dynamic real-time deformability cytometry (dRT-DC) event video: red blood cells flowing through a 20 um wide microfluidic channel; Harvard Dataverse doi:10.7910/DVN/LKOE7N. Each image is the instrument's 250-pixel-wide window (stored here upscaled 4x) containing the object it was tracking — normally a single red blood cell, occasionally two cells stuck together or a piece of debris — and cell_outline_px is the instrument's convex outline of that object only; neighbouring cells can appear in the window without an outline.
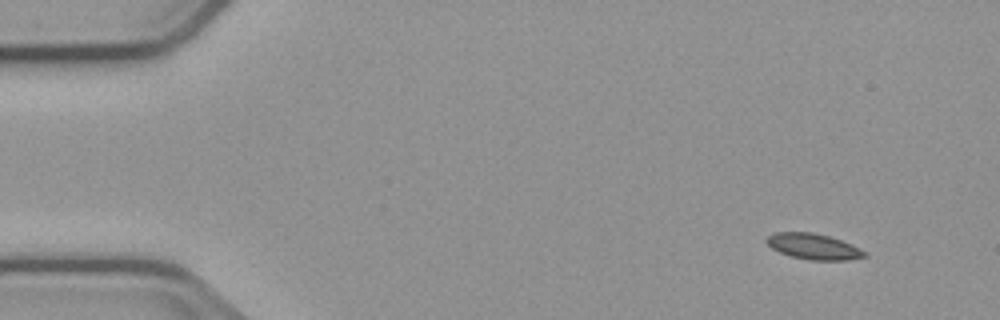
{"species": "common noctule bat (a hibernating species)", "species_latin": "Nyctalus noctula", "temperature_condition": "cold", "stored_images_in_passage": 3, "camera_frame_rate_fps": 3000, "um_per_image_px": 0.085, "animal": {"sex": "male", "body_mass_g": 23.1, "forearm_length_mm": 52.7}, "frame": {"image": 1, "passage_image": 1, "time_ms": 0.0, "image_size_px": [1000, 320], "cell_outline_px": [[868, 256], [848, 260], [812, 260], [792, 256], [780, 252], [772, 248], [764, 240], [772, 232], [812, 232], [828, 236], [852, 244], [868, 252]], "centroid_in_image_um": [69.17, 20.95], "position_along_channel_um": 15.8, "area_um2": 14.74}}
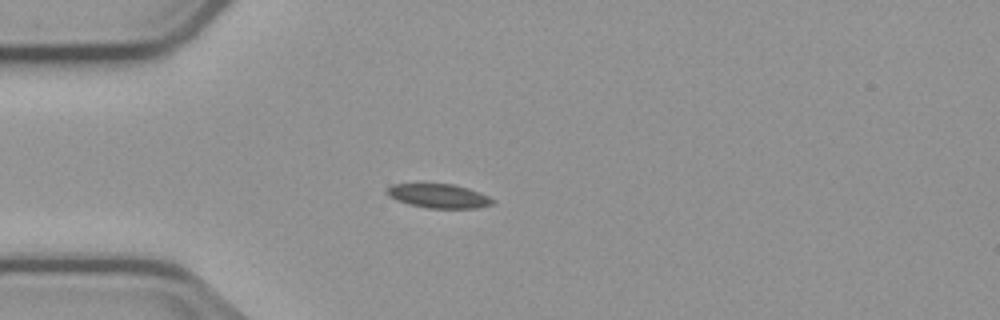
{"frame": {"image": 2, "passage_image": 3, "time_ms": 3.333, "image_size_px": [1000, 320], "cell_outline_px": [[496, 200], [492, 204], [476, 208], [428, 208], [408, 204], [396, 200], [388, 196], [384, 192], [392, 184], [452, 184], [468, 188], [480, 192]], "centroid_in_image_um": [37.28, 16.66], "position_along_channel_um": 47.7, "area_um2": 14.85}}